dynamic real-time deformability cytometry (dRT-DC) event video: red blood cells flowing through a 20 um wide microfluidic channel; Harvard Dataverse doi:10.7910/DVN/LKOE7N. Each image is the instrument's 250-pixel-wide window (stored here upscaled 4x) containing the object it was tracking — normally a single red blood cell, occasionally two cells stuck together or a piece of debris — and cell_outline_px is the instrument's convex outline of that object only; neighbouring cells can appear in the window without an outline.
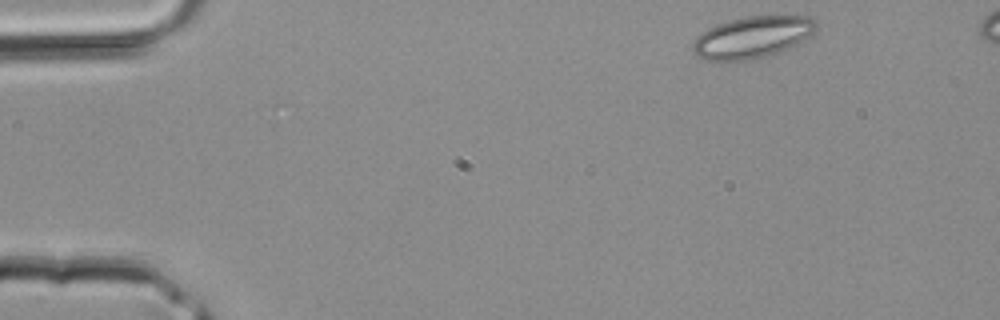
{"species": "common noctule bat (a hibernating species)", "species_latin": "Nyctalus noctula", "temperature_condition": "room temperature", "stored_images_in_passage": 36, "camera_frame_rate_fps": 3000, "um_per_image_px": 0.085, "animal": {"sex": "male", "body_mass_g": 20.4}, "frame": {"image": 1, "passage_image": 1, "time_ms": 0.0, "image_size_px": [1000, 320], "cell_outline_px": [[816, 28], [808, 36], [796, 44], [788, 48], [764, 56], [748, 60], [724, 64], [708, 60], [696, 56], [692, 48], [692, 44], [700, 32], [716, 24], [728, 20], [748, 16], [808, 16], [816, 20]], "centroid_in_image_um": [63.86, 3.19], "position_along_channel_um": 21.1, "area_um2": 30.23}}
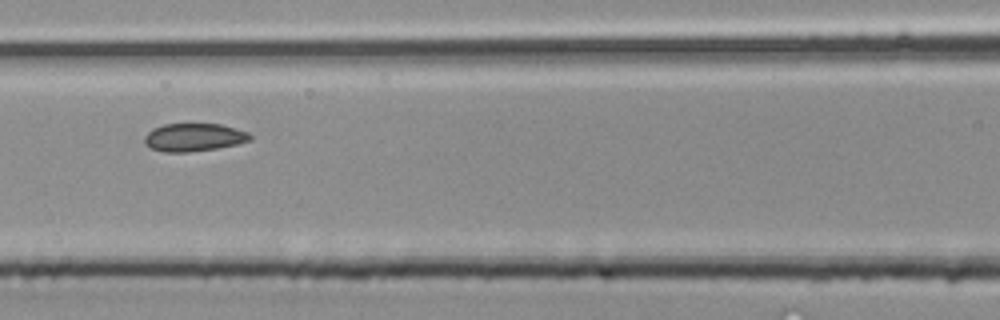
{"frame": {"image": 2, "passage_image": 14, "time_ms": 4.333, "image_size_px": [1000, 320], "cell_outline_px": [[252, 140], [236, 144], [216, 148], [188, 152], [164, 152], [148, 148], [144, 144], [144, 136], [152, 128], [164, 124], [220, 124], [236, 128], [248, 132], [252, 136]], "centroid_in_image_um": [16.45, 11.67], "position_along_channel_um": 150.2, "area_um2": 17.34}}
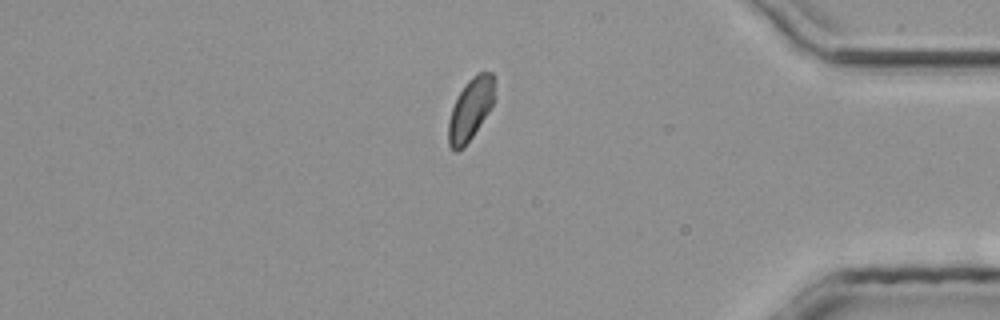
{"frame": {"image": 3, "passage_image": 30, "time_ms": 9.667, "image_size_px": [1000, 320], "cell_outline_px": [[492, 104], [488, 112], [464, 148], [456, 152], [452, 152], [448, 144], [448, 120], [452, 108], [464, 84], [472, 76], [480, 72], [492, 72]], "centroid_in_image_um": [39.92, 9.35], "position_along_channel_um": 395.3, "area_um2": 16.24}}